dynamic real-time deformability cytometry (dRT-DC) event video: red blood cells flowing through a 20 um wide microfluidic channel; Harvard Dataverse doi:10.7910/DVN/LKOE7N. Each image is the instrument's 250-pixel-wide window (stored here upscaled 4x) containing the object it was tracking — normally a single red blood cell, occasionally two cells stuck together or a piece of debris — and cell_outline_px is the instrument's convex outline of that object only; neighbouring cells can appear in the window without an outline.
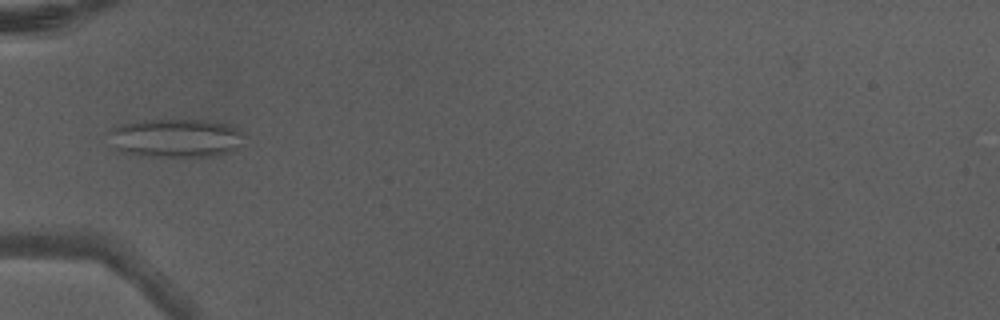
{"species": "Egyptian fruit bat (a non-hibernating species)", "species_latin": "Rousettus aegyptiacus", "temperature_condition": "warm", "stored_images_in_passage": 4, "camera_frame_rate_fps": 3000, "um_per_image_px": 0.085, "animal": {"sex": "male"}, "frame": {"image": 1, "passage_image": 4, "time_ms": 1.0, "image_size_px": [1000, 320], "cell_outline_px": [[244, 136], [240, 144], [232, 152], [212, 156], [148, 156], [116, 148], [108, 132], [112, 128], [120, 124], [152, 120], [204, 120], [228, 124], [244, 132]], "centroid_in_image_um": [15.02, 11.72], "position_along_channel_um": 70.0, "area_um2": 29.94}}